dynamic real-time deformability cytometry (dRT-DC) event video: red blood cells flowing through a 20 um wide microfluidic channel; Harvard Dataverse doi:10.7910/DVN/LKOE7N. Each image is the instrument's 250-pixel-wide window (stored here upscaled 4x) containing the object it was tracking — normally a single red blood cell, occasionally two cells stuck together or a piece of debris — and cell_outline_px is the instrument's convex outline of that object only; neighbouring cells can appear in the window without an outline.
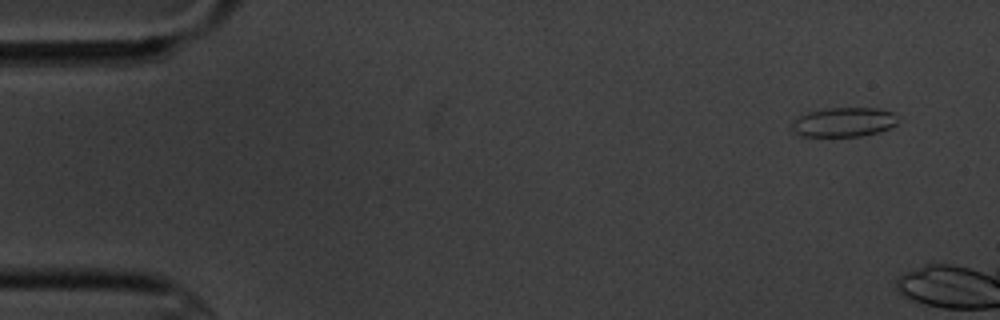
{"species": "common noctule bat (a hibernating species)", "species_latin": "Nyctalus noctula", "temperature_condition": "cold", "stored_images_in_passage": 7, "camera_frame_rate_fps": 3000, "um_per_image_px": 0.085, "animal": {"sex": "male", "body_mass_g": 20.1, "forearm_length_mm": 53.5}, "frame": {"image": 1, "passage_image": 1, "time_ms": 0.0, "image_size_px": [1000, 320], "cell_outline_px": [[896, 124], [888, 128], [876, 132], [860, 136], [800, 136], [792, 128], [792, 120], [808, 112], [828, 108], [876, 108], [892, 112], [896, 120]], "centroid_in_image_um": [71.67, 10.38], "position_along_channel_um": 13.3, "area_um2": 17.8}}
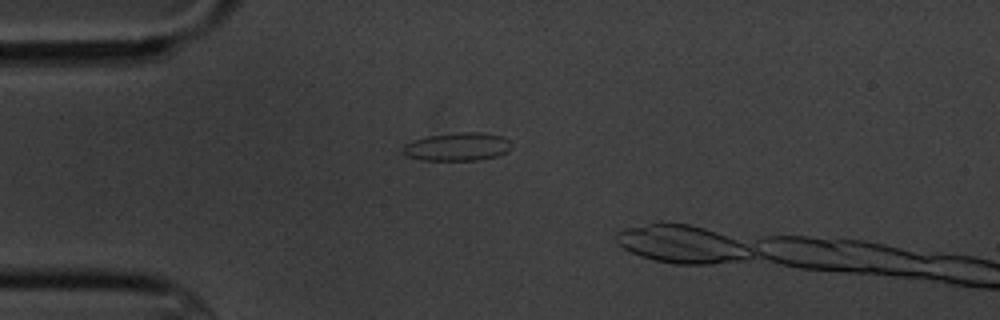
{"frame": {"image": 2, "passage_image": 4, "time_ms": 3.667, "image_size_px": [1000, 320], "cell_outline_px": [[512, 148], [496, 156], [476, 160], [420, 160], [408, 156], [404, 152], [404, 144], [412, 140], [428, 136], [460, 132], [480, 132], [504, 136], [512, 144]], "centroid_in_image_um": [38.89, 12.46], "position_along_channel_um": 46.1, "area_um2": 17.74}}
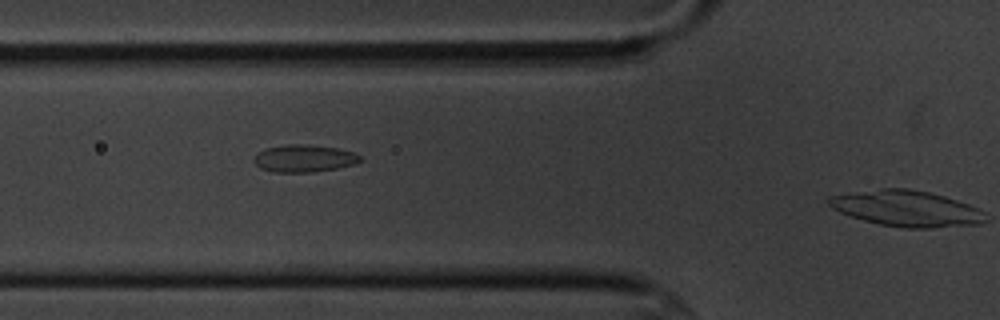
{"frame": {"image": 3, "passage_image": 6, "time_ms": 5.667, "image_size_px": [1000, 320], "cell_outline_px": [[360, 160], [352, 164], [336, 168], [312, 172], [272, 172], [260, 168], [252, 160], [256, 152], [268, 148], [288, 144], [304, 144], [336, 148], [352, 152], [360, 156]], "centroid_in_image_um": [25.77, 13.46], "position_along_channel_um": 100.0, "area_um2": 16.7}}